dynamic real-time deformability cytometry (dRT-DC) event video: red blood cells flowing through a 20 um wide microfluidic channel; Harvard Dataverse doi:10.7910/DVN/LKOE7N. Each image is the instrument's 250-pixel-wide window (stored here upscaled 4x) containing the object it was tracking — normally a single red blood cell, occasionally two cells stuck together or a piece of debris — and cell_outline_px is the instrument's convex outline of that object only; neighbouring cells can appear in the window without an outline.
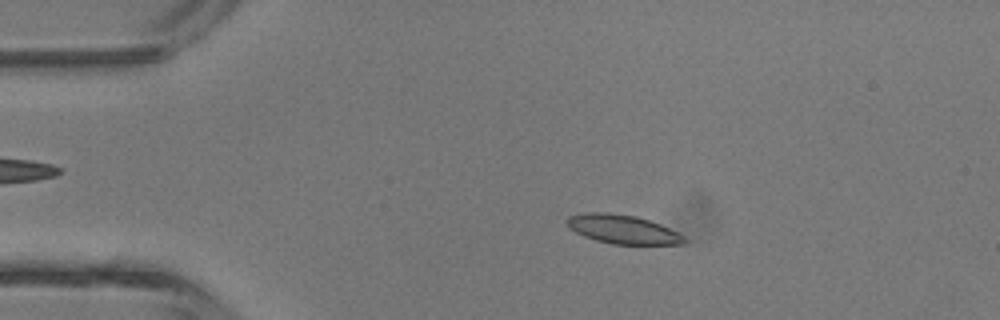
{"species": "common noctule bat (a hibernating species)", "species_latin": "Nyctalus noctula", "temperature_condition": "room temperature", "stored_images_in_passage": 3, "camera_frame_rate_fps": 3000, "um_per_image_px": 0.085, "animal": {"sex": "male", "body_mass_g": 13.3}, "frame": {"image": 1, "passage_image": 2, "time_ms": 1.0, "image_size_px": [1000, 320], "cell_outline_px": [[688, 240], [684, 244], [612, 244], [596, 240], [584, 236], [568, 228], [564, 220], [568, 216], [584, 212], [608, 212], [636, 216], [660, 224], [684, 236]], "centroid_in_image_um": [52.88, 19.48], "position_along_channel_um": 32.1, "area_um2": 19.83}}